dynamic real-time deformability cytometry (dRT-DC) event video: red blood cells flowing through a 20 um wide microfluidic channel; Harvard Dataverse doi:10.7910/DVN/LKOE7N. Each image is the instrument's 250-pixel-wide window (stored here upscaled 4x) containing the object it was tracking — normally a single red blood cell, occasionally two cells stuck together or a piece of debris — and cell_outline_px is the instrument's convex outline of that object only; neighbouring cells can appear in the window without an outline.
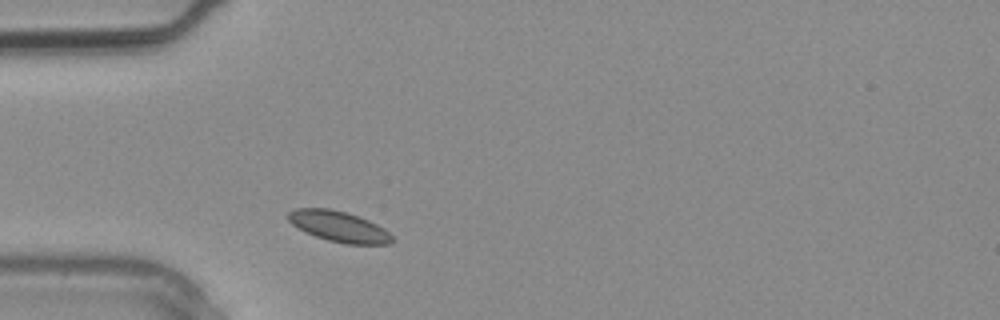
{"species": "common noctule bat (a hibernating species)", "species_latin": "Nyctalus noctula", "temperature_condition": "warm", "stored_images_in_passage": 1, "camera_frame_rate_fps": 3000, "um_per_image_px": 0.085, "animal": {"sex": "male", "body_mass_g": 20.4}, "frame": {"image": 1, "passage_image": 1, "time_ms": 0.0, "image_size_px": [1000, 320], "cell_outline_px": [[396, 240], [392, 244], [348, 244], [328, 240], [316, 236], [292, 224], [288, 220], [288, 212], [296, 208], [328, 208], [348, 212], [368, 220], [384, 228]], "centroid_in_image_um": [28.85, 19.25], "position_along_channel_um": 56.2, "area_um2": 18.5}}